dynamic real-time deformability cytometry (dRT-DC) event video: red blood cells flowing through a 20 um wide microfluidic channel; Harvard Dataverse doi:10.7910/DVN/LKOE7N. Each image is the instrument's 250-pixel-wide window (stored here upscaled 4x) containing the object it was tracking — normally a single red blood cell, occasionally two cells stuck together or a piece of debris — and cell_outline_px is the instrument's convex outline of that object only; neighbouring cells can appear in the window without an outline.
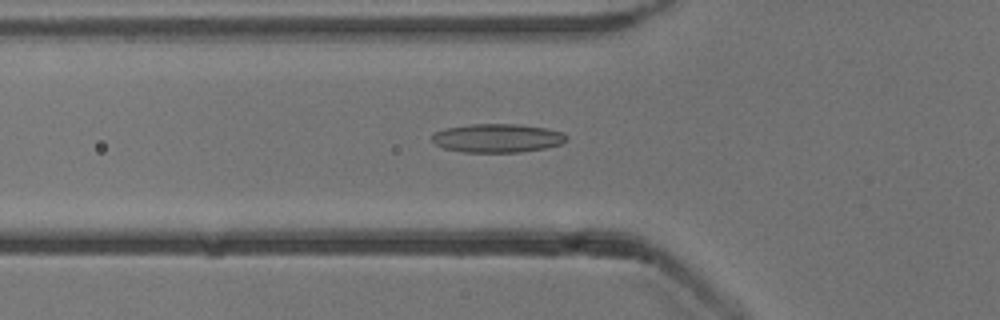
{"species": "common noctule bat (a hibernating species)", "species_latin": "Nyctalus noctula", "temperature_condition": "cold", "stored_images_in_passage": 52, "camera_frame_rate_fps": 3000, "um_per_image_px": 0.085, "animal": {"sex": "male", "body_mass_g": 13.3}, "frame": {"image": 1, "passage_image": 18, "time_ms": 5.667, "image_size_px": [1000, 320], "cell_outline_px": [[568, 140], [560, 144], [544, 148], [520, 152], [464, 152], [444, 148], [436, 144], [432, 140], [432, 136], [436, 132], [444, 128], [472, 124], [520, 124], [544, 128], [564, 132], [568, 136]], "centroid_in_image_um": [42.3, 11.73], "position_along_channel_um": 83.5, "area_um2": 22.43}}
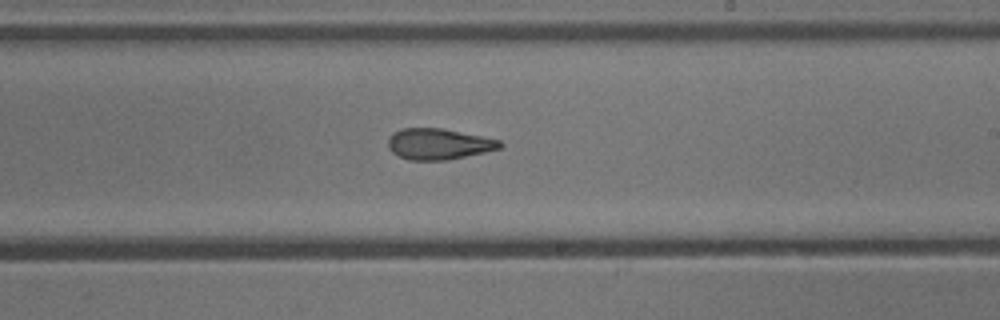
{"frame": {"image": 2, "passage_image": 31, "time_ms": 10.0, "image_size_px": [1000, 320], "cell_outline_px": [[504, 144], [500, 148], [484, 152], [448, 160], [408, 160], [392, 152], [388, 148], [388, 140], [400, 128], [444, 128], [500, 140]], "centroid_in_image_um": [37.3, 12.24], "position_along_channel_um": 251.7, "area_um2": 20.11}}
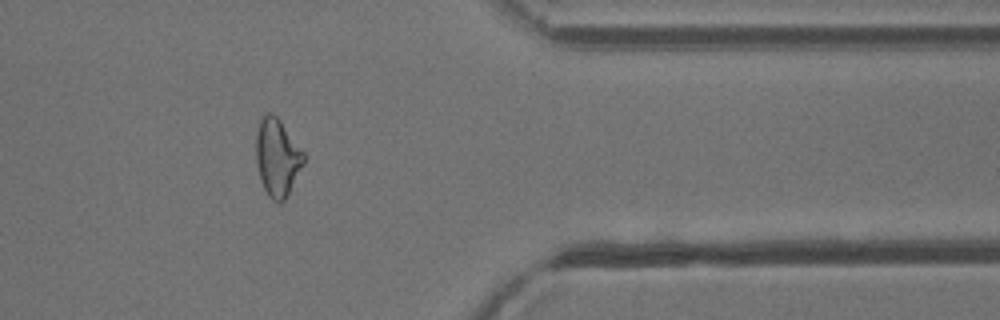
{"frame": {"image": 3, "passage_image": 43, "time_ms": 14.0, "image_size_px": [1000, 320], "cell_outline_px": [[304, 164], [284, 200], [280, 204], [272, 200], [268, 196], [260, 180], [256, 164], [256, 132], [260, 120], [268, 112], [272, 112], [280, 120], [304, 152]], "centroid_in_image_um": [23.55, 13.39], "position_along_channel_um": 387.8, "area_um2": 21.5}}